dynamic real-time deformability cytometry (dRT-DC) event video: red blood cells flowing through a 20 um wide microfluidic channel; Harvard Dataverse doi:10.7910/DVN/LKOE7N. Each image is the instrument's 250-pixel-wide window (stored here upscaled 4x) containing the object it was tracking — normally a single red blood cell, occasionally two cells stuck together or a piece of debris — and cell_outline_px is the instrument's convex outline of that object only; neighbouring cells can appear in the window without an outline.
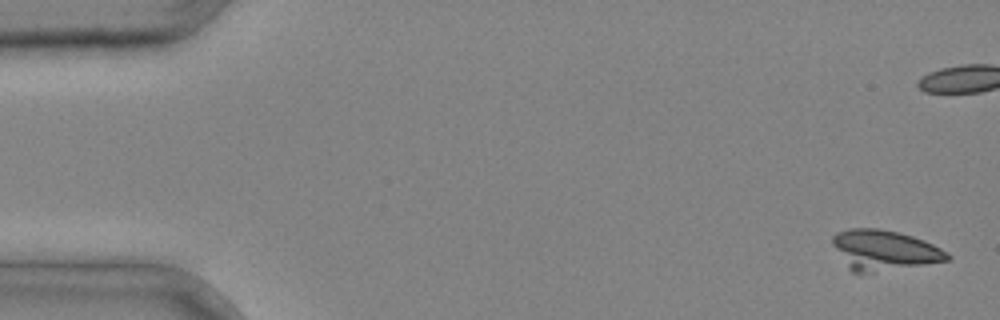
{"species": "common noctule bat (a hibernating species)", "species_latin": "Nyctalus noctula", "temperature_condition": "cold", "stored_images_in_passage": 5, "camera_frame_rate_fps": 3000, "um_per_image_px": 0.085, "animal": {"sex": "male", "body_mass_g": 20.4}, "frame": {"image": 1, "passage_image": 1, "time_ms": 0.0, "image_size_px": [1000, 320], "cell_outline_px": [[952, 256], [948, 260], [920, 264], [860, 272], [852, 272], [848, 268], [832, 244], [832, 236], [836, 232], [848, 228], [880, 228], [900, 232], [924, 240], [948, 252]], "centroid_in_image_um": [75.11, 21.2], "position_along_channel_um": 9.9, "area_um2": 26.18}}
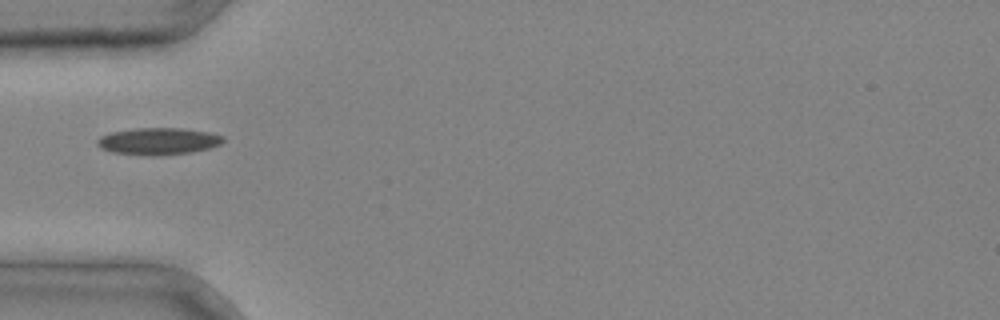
{"frame": {"image": 2, "passage_image": 5, "time_ms": 1.333, "image_size_px": [1000, 320], "cell_outline_px": [[224, 140], [220, 144], [208, 148], [192, 152], [160, 156], [152, 156], [112, 152], [100, 148], [96, 144], [96, 140], [100, 136], [112, 132], [136, 128], [180, 128], [208, 132], [224, 136]], "centroid_in_image_um": [13.43, 12.01], "position_along_channel_um": 71.6, "area_um2": 19.83}}